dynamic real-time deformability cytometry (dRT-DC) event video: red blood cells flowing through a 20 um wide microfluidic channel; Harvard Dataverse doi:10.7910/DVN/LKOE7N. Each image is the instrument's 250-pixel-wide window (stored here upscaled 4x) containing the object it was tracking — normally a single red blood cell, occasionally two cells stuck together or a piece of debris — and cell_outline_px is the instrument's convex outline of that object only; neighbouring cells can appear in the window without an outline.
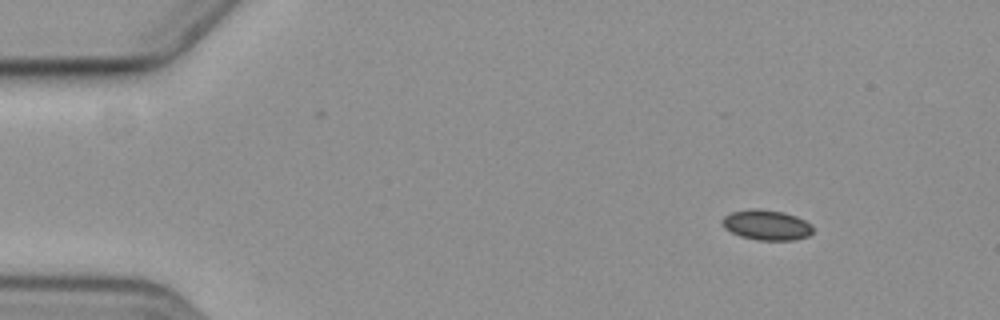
{"species": "common noctule bat (a hibernating species)", "species_latin": "Nyctalus noctula", "temperature_condition": "cold", "stored_images_in_passage": 5, "camera_frame_rate_fps": 3000, "um_per_image_px": 0.085, "animal": {"sex": "female", "body_mass_g": 19.3, "forearm_length_mm": 54.1}, "frame": {"image": 1, "passage_image": 1, "time_ms": 0.0, "image_size_px": [1000, 320], "cell_outline_px": [[812, 232], [808, 236], [792, 240], [756, 240], [740, 236], [724, 228], [720, 220], [724, 216], [732, 212], [756, 208], [784, 212], [796, 216], [812, 224]], "centroid_in_image_um": [65.14, 19.12], "position_along_channel_um": 19.9, "area_um2": 15.95}}
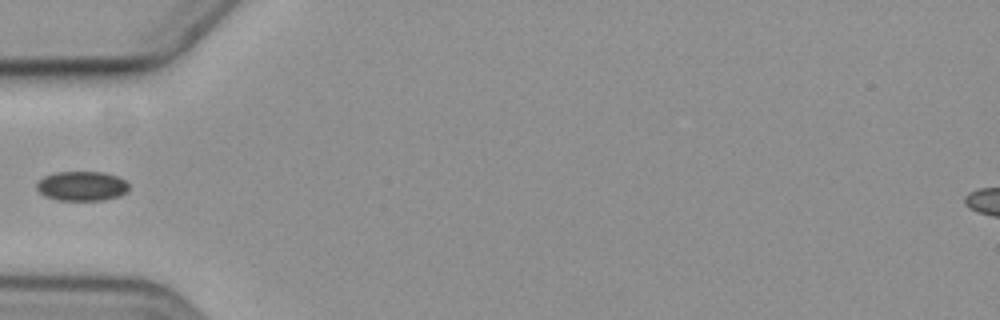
{"frame": {"image": 2, "passage_image": 4, "time_ms": 4.333, "image_size_px": [1000, 320], "cell_outline_px": [[128, 192], [120, 196], [104, 200], [56, 200], [44, 196], [36, 188], [36, 184], [44, 176], [56, 172], [104, 172], [116, 176], [124, 180], [128, 184]], "centroid_in_image_um": [6.96, 15.82], "position_along_channel_um": 78.0, "area_um2": 15.95}}
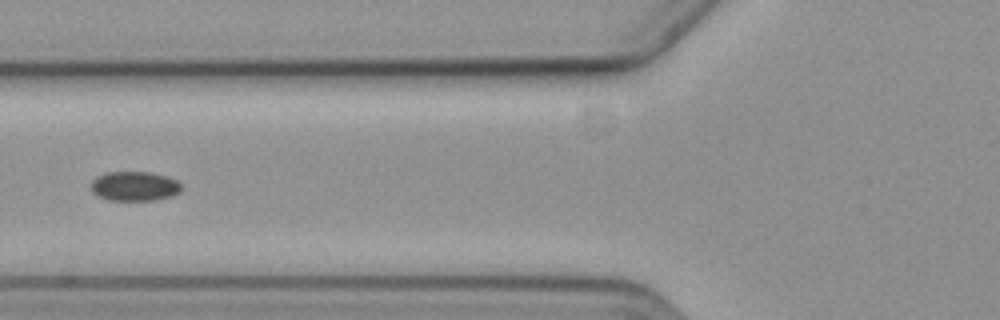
{"frame": {"image": 3, "passage_image": 5, "time_ms": 5.333, "image_size_px": [1000, 320], "cell_outline_px": [[180, 192], [172, 196], [156, 200], [108, 200], [96, 196], [92, 192], [92, 180], [96, 176], [108, 172], [152, 172], [176, 180], [180, 184]], "centroid_in_image_um": [11.4, 15.83], "position_along_channel_um": 114.4, "area_um2": 15.55}}